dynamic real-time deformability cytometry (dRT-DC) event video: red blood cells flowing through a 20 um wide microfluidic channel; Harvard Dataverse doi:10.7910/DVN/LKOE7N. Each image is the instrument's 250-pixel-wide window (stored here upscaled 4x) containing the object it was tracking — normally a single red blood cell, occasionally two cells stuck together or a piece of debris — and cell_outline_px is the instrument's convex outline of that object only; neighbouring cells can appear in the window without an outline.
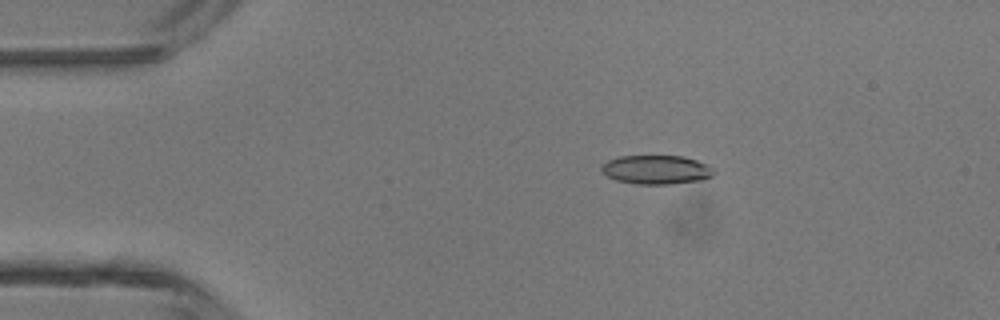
{"species": "common noctule bat (a hibernating species)", "species_latin": "Nyctalus noctula", "temperature_condition": "room temperature", "stored_images_in_passage": 5, "camera_frame_rate_fps": 3000, "um_per_image_px": 0.085, "animal": {"sex": "male", "body_mass_g": 13.3}, "frame": {"image": 1, "passage_image": 3, "time_ms": 0.667, "image_size_px": [1000, 320], "cell_outline_px": [[716, 172], [712, 176], [704, 180], [668, 184], [636, 184], [616, 180], [600, 172], [600, 164], [608, 160], [620, 156], [684, 156], [708, 164]], "centroid_in_image_um": [55.78, 14.42], "position_along_channel_um": 29.2, "area_um2": 19.19}}